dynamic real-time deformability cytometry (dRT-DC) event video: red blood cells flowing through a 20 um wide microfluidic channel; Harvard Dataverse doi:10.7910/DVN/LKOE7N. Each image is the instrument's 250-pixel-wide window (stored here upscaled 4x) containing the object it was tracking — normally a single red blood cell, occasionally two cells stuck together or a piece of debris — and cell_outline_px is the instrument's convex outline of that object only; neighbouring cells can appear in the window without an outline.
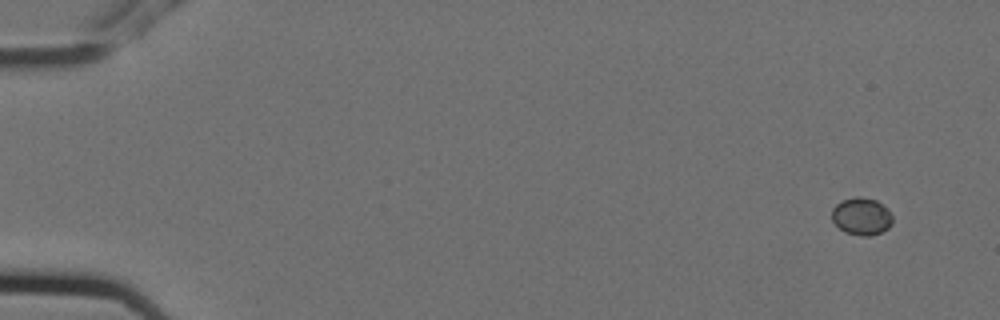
{"species": "Egyptian fruit bat (a non-hibernating species)", "species_latin": "Rousettus aegyptiacus", "temperature_condition": "cold", "stored_images_in_passage": 5, "camera_frame_rate_fps": 3000, "um_per_image_px": 0.085, "animal": {"sex": "female"}, "frame": {"image": 1, "passage_image": 1, "time_ms": 0.0, "image_size_px": [1000, 320], "cell_outline_px": [[892, 224], [888, 228], [880, 232], [868, 236], [860, 236], [844, 232], [832, 220], [832, 208], [836, 204], [844, 200], [856, 196], [876, 200], [892, 216]], "centroid_in_image_um": [73.2, 18.4], "position_along_channel_um": 11.8, "area_um2": 12.95}}
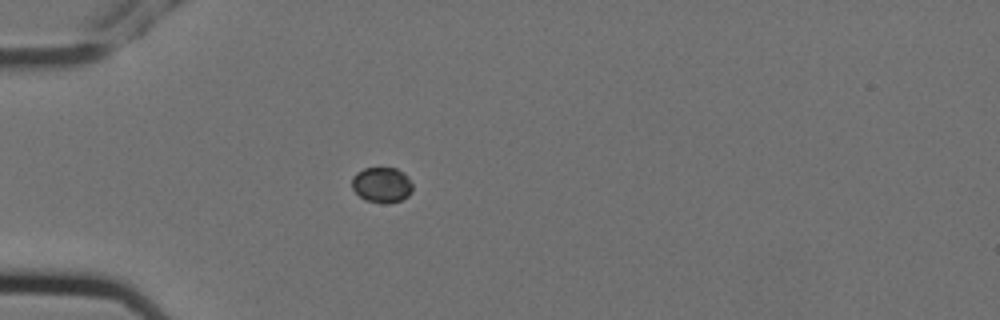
{"frame": {"image": 2, "passage_image": 5, "time_ms": 1.333, "image_size_px": [1000, 320], "cell_outline_px": [[412, 192], [408, 196], [400, 200], [388, 204], [384, 204], [364, 200], [352, 188], [352, 176], [356, 172], [364, 168], [396, 168], [404, 172], [408, 176], [412, 184]], "centroid_in_image_um": [32.46, 15.71], "position_along_channel_um": 52.5, "area_um2": 12.72}}